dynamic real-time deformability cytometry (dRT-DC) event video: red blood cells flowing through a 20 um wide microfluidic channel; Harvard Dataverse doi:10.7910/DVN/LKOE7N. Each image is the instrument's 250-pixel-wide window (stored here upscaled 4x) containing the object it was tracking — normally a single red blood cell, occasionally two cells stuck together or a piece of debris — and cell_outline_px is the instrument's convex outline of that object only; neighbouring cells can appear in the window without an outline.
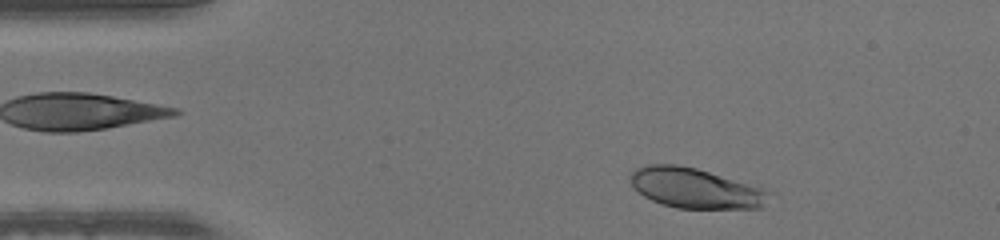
{"species": "human", "species_latin": "Homo sapiens", "temperature_condition": "warm", "stored_images_in_passage": 44, "camera_frame_rate_fps": 3000, "um_per_image_px": 0.085, "donor": {"sex": "male"}, "frame": {"image": 1, "passage_image": 3, "time_ms": 0.667, "image_size_px": [1000, 240], "cell_outline_px": [[772, 192], [760, 208], [676, 208], [660, 204], [644, 196], [628, 180], [628, 176], [636, 168], [648, 164], [676, 164], [696, 168], [760, 188]], "centroid_in_image_um": [59.03, 15.99], "position_along_channel_um": 26.0, "area_um2": 31.96}}
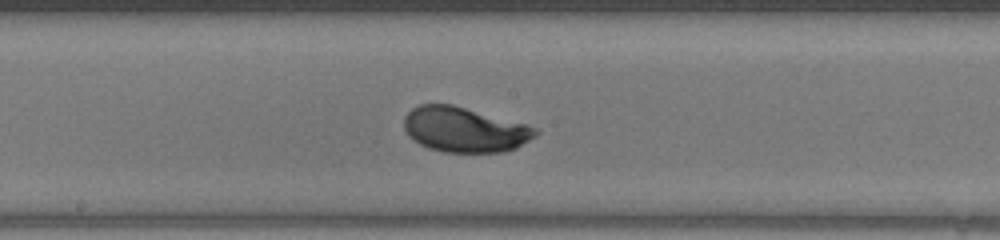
{"frame": {"image": 2, "passage_image": 21, "time_ms": 6.667, "image_size_px": [1000, 240], "cell_outline_px": [[540, 132], [536, 136], [516, 148], [504, 152], [444, 152], [428, 148], [412, 140], [408, 136], [404, 128], [404, 116], [412, 108], [420, 104], [452, 104], [528, 124], [536, 128]], "centroid_in_image_um": [39.49, 11.01], "position_along_channel_um": 208.7, "area_um2": 34.8}}
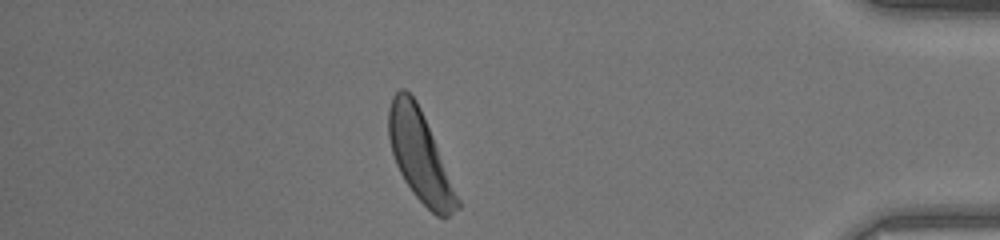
{"frame": {"image": 3, "passage_image": 38, "time_ms": 12.333, "image_size_px": [1000, 240], "cell_outline_px": [[460, 208], [448, 216], [436, 216], [412, 192], [404, 180], [396, 164], [392, 152], [388, 136], [388, 108], [392, 96], [400, 88], [404, 88], [416, 100], [420, 108], [460, 200]], "centroid_in_image_um": [35.67, 13.25], "position_along_channel_um": 399.5, "area_um2": 35.43}}